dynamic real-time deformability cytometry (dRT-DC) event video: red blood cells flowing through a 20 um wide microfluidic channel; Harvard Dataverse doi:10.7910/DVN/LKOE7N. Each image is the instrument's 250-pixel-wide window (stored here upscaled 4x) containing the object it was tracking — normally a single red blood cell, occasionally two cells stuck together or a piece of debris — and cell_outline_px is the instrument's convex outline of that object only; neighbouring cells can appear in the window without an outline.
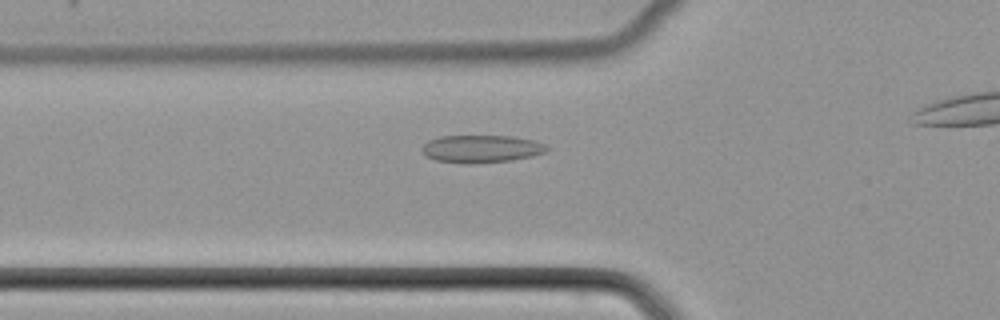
{"species": "common noctule bat (a hibernating species)", "species_latin": "Nyctalus noctula", "temperature_condition": "cold", "stored_images_in_passage": 37, "segment_of_instrument_passage": [1, 2], "camera_frame_rate_fps": 3000, "um_per_image_px": 0.085, "animal": {"sex": "female", "body_mass_g": 22.7, "forearm_length_mm": 54.2}, "frame": {"image": 1, "passage_image": 13, "time_ms": 4.0, "image_size_px": [1000, 320], "cell_outline_px": [[548, 148], [544, 152], [532, 156], [512, 160], [472, 164], [464, 164], [436, 160], [424, 156], [420, 148], [428, 140], [440, 136], [512, 136], [536, 140], [544, 144]], "centroid_in_image_um": [40.87, 12.65], "position_along_channel_um": 84.9, "area_um2": 20.29}}
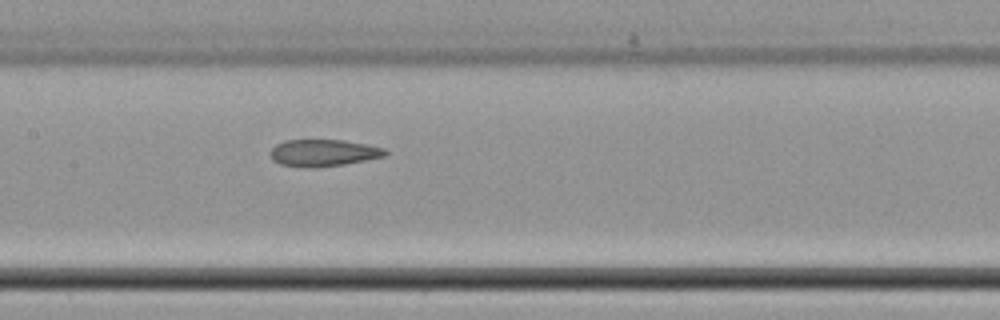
{"frame": {"image": 2, "passage_image": 20, "time_ms": 6.333, "image_size_px": [1000, 320], "cell_outline_px": [[388, 152], [384, 156], [344, 164], [316, 168], [312, 168], [280, 164], [272, 160], [268, 152], [276, 144], [284, 140], [344, 140], [384, 148]], "centroid_in_image_um": [27.43, 12.99], "position_along_channel_um": 180.0, "area_um2": 17.98}}
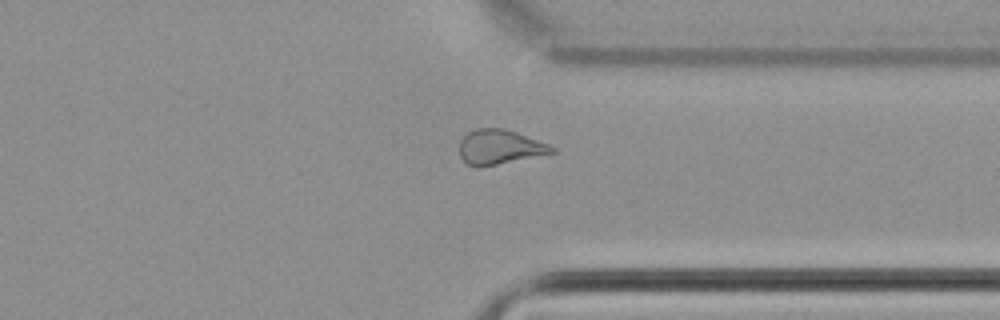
{"frame": {"image": 3, "passage_image": 34, "time_ms": 11.0, "image_size_px": [1000, 320], "cell_outline_px": [[556, 152], [476, 168], [464, 164], [460, 156], [460, 140], [468, 132], [476, 128], [504, 128], [516, 132], [548, 144], [556, 148]], "centroid_in_image_um": [42.42, 12.5], "position_along_channel_um": 369.0, "area_um2": 18.61}}